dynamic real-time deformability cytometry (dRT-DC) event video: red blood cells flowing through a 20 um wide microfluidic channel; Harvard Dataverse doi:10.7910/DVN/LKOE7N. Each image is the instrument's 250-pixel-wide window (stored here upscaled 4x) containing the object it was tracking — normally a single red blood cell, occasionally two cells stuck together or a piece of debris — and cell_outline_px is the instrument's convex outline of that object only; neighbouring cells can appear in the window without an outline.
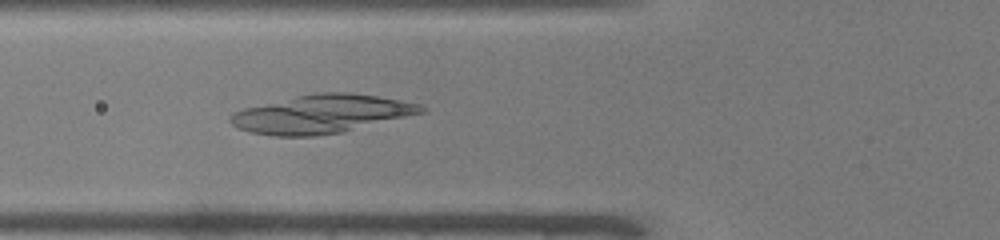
{"species": "common noctule bat (a hibernating species)", "species_latin": "Nyctalus noctula", "temperature_condition": "warm", "stored_images_in_passage": 35, "camera_frame_rate_fps": 3000, "um_per_image_px": 0.085, "animal": {"sex": "male", "body_mass_g": 19.0, "forearm_length_mm": 50.8}, "frame": {"image": 1, "passage_image": 4, "time_ms": 1.0, "image_size_px": [1000, 240], "cell_outline_px": [[428, 112], [344, 132], [316, 136], [272, 136], [248, 132], [236, 128], [228, 120], [228, 116], [232, 112], [244, 108], [316, 92], [348, 92], [376, 96], [400, 100], [420, 104], [428, 108]], "centroid_in_image_um": [27.35, 9.7], "position_along_channel_um": 98.4, "area_um2": 43.06}}
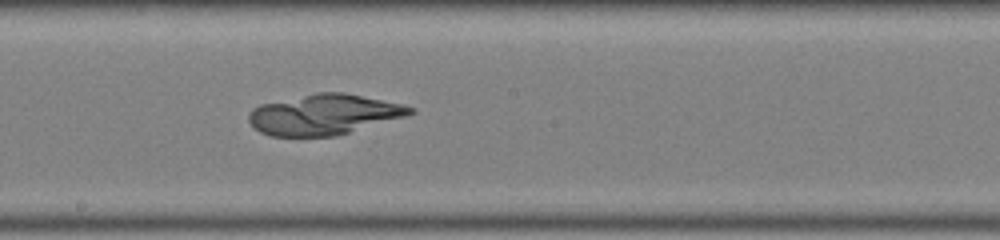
{"frame": {"image": 2, "passage_image": 13, "time_ms": 4.0, "image_size_px": [1000, 240], "cell_outline_px": [[416, 112], [404, 116], [336, 136], [272, 136], [260, 132], [248, 120], [248, 116], [252, 108], [260, 104], [316, 92], [344, 92], [404, 104], [416, 108]], "centroid_in_image_um": [27.54, 9.72], "position_along_channel_um": 220.7, "area_um2": 37.92}}
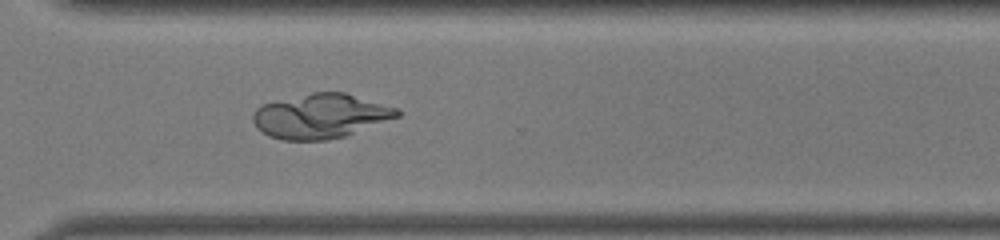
{"frame": {"image": 3, "passage_image": 22, "time_ms": 7.0, "image_size_px": [1000, 240], "cell_outline_px": [[400, 116], [348, 136], [328, 140], [284, 140], [268, 136], [256, 128], [252, 120], [252, 116], [256, 108], [264, 104], [312, 92], [344, 92], [396, 108], [400, 112]], "centroid_in_image_um": [27.25, 9.89], "position_along_channel_um": 343.4, "area_um2": 37.4}}